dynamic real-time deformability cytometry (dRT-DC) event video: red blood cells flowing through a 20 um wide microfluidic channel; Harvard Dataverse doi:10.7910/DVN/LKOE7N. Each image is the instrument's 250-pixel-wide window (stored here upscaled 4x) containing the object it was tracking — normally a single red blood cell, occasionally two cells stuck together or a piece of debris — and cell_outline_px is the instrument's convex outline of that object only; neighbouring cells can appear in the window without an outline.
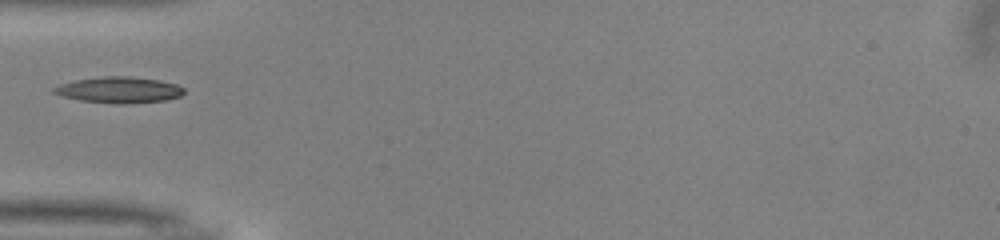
{"species": "common noctule bat (a hibernating species)", "species_latin": "Nyctalus noctula", "temperature_condition": "warm", "stored_images_in_passage": 25, "camera_frame_rate_fps": 3000, "um_per_image_px": 0.085, "animal": {"sex": "male", "body_mass_g": 13.0, "forearm_length_mm": 53.1}, "frame": {"image": 1, "passage_image": 1, "time_ms": 0.0, "image_size_px": [1000, 240], "cell_outline_px": [[184, 92], [180, 96], [164, 100], [124, 104], [120, 104], [80, 100], [64, 96], [52, 92], [52, 88], [60, 84], [76, 80], [104, 76], [128, 76], [160, 80], [176, 84], [184, 88]], "centroid_in_image_um": [10.13, 7.63], "position_along_channel_um": 74.9, "area_um2": 19.59}}
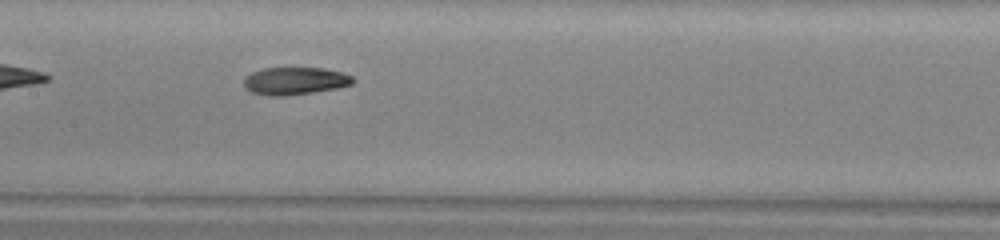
{"frame": {"image": 2, "passage_image": 9, "time_ms": 2.667, "image_size_px": [1000, 240], "cell_outline_px": [[356, 80], [352, 84], [336, 88], [312, 92], [284, 96], [272, 96], [252, 92], [244, 88], [244, 76], [252, 72], [264, 68], [324, 68], [340, 72], [352, 76]], "centroid_in_image_um": [25.05, 6.87], "position_along_channel_um": 182.4, "area_um2": 17.46}}
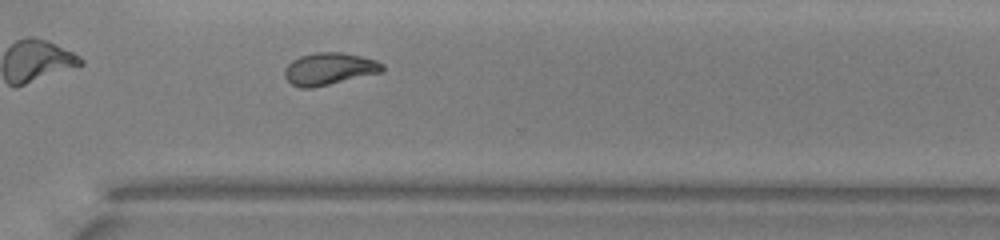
{"frame": {"image": 3, "passage_image": 21, "time_ms": 6.667, "image_size_px": [1000, 240], "cell_outline_px": [[384, 72], [312, 88], [300, 88], [292, 84], [284, 76], [284, 68], [292, 60], [300, 56], [316, 52], [340, 52], [360, 56], [376, 60], [384, 64]], "centroid_in_image_um": [27.99, 5.85], "position_along_channel_um": 342.6, "area_um2": 18.44}}